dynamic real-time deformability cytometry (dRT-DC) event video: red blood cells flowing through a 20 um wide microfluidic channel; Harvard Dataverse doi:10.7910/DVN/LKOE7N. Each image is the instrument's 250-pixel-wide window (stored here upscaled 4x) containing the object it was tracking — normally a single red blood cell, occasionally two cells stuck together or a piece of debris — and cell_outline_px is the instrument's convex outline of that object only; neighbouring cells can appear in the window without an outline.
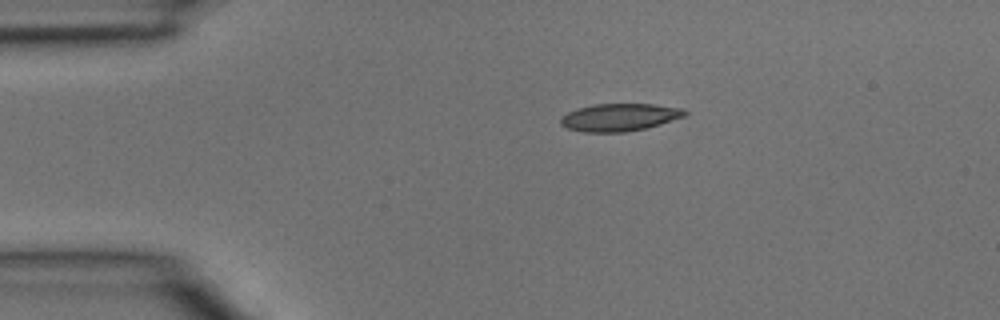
{"species": "common noctule bat (a hibernating species)", "species_latin": "Nyctalus noctula", "temperature_condition": "room temperature", "stored_images_in_passage": 2, "camera_frame_rate_fps": 3000, "um_per_image_px": 0.085, "animal": {"sex": "male", "body_mass_g": 15.6}, "frame": {"image": 1, "passage_image": 1, "time_ms": 0.0, "image_size_px": [1000, 320], "cell_outline_px": [[688, 112], [684, 116], [660, 124], [644, 128], [624, 132], [584, 132], [568, 128], [560, 124], [560, 116], [568, 112], [592, 104], [652, 104], [684, 108]], "centroid_in_image_um": [52.65, 9.96], "position_along_channel_um": 32.4, "area_um2": 19.83}}